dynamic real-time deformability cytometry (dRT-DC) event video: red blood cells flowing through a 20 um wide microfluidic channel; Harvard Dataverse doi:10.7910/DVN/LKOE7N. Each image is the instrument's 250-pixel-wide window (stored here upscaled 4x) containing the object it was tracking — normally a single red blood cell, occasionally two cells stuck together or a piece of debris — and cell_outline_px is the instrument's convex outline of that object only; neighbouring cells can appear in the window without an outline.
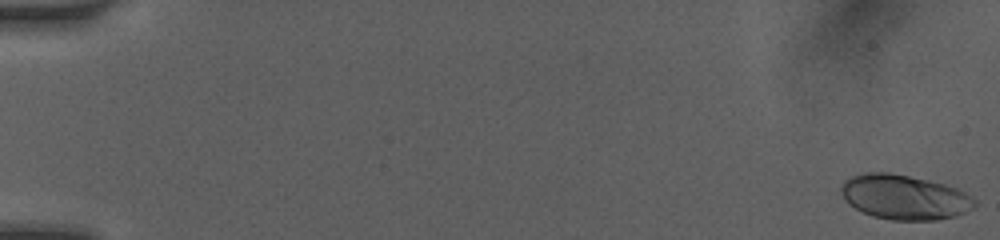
{"species": "human", "species_latin": "Homo sapiens", "temperature_condition": "room temperature", "stored_images_in_passage": 29, "camera_frame_rate_fps": 3000, "um_per_image_px": 0.085, "donor": {"sex": "female"}, "frame": {"image": 1, "passage_image": 1, "time_ms": 0.0, "image_size_px": [1000, 240], "cell_outline_px": [[976, 204], [972, 208], [956, 216], [936, 220], [892, 220], [872, 216], [848, 204], [844, 200], [840, 192], [840, 188], [844, 180], [852, 176], [864, 172], [888, 172], [928, 180], [944, 184], [956, 188], [972, 196], [976, 200]], "centroid_in_image_um": [76.85, 16.75], "position_along_channel_um": 8.2, "area_um2": 34.85}}
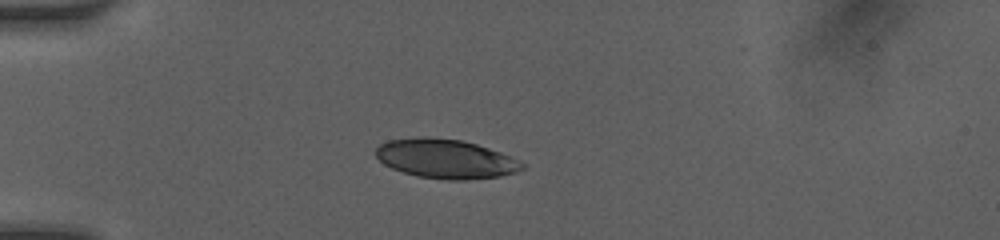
{"frame": {"image": 2, "passage_image": 20, "time_ms": 4.667, "image_size_px": [1000, 240], "cell_outline_px": [[528, 164], [524, 168], [516, 172], [500, 176], [468, 180], [448, 180], [416, 176], [392, 168], [384, 164], [376, 156], [376, 148], [380, 144], [388, 140], [460, 140], [476, 144], [500, 152]], "centroid_in_image_um": [37.96, 13.56], "position_along_channel_um": 47.0, "area_um2": 32.43}}
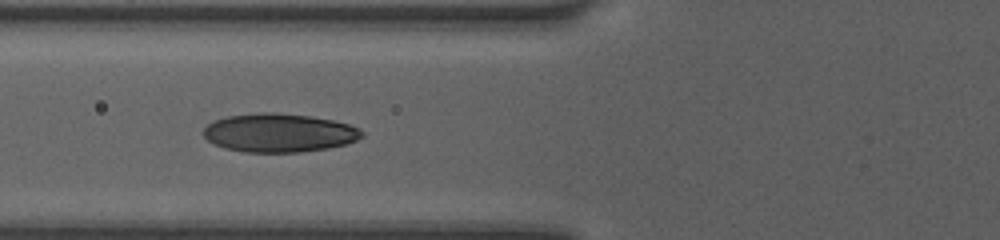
{"frame": {"image": 3, "passage_image": 28, "time_ms": 6.667, "image_size_px": [1000, 240], "cell_outline_px": [[364, 136], [356, 140], [344, 144], [328, 148], [300, 152], [244, 152], [224, 148], [212, 144], [200, 132], [212, 120], [228, 116], [260, 112], [272, 112], [312, 116], [332, 120], [348, 124], [360, 128], [364, 132]], "centroid_in_image_um": [23.69, 11.29], "position_along_channel_um": 102.1, "area_um2": 35.89}}